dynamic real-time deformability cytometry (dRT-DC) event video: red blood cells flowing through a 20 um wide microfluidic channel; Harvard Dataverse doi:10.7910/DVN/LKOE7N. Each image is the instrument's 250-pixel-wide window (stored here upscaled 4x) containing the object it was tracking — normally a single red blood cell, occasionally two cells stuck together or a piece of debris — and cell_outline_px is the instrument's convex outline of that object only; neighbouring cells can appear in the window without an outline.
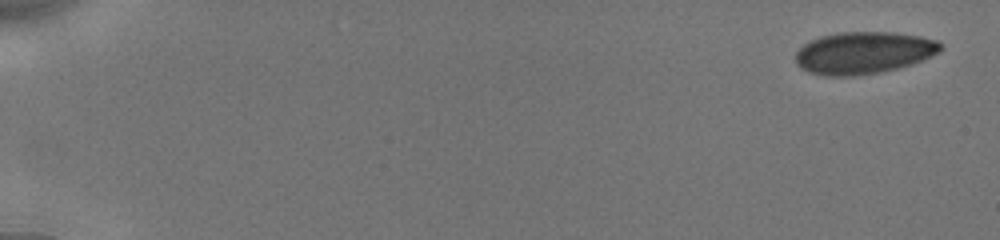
{"species": "human", "species_latin": "Homo sapiens", "temperature_condition": "cold", "stored_images_in_passage": 21, "camera_frame_rate_fps": 3000, "um_per_image_px": 0.085, "donor": {"sex": "male"}, "frame": {"image": 1, "passage_image": 1, "time_ms": 0.0, "image_size_px": [1000, 240], "cell_outline_px": [[944, 48], [940, 52], [932, 56], [912, 64], [880, 72], [856, 76], [824, 76], [808, 72], [800, 68], [796, 64], [796, 52], [804, 44], [820, 36], [840, 32], [896, 32], [920, 36], [940, 40], [944, 44]], "centroid_in_image_um": [73.45, 4.48], "position_along_channel_um": 11.6, "area_um2": 36.01}}
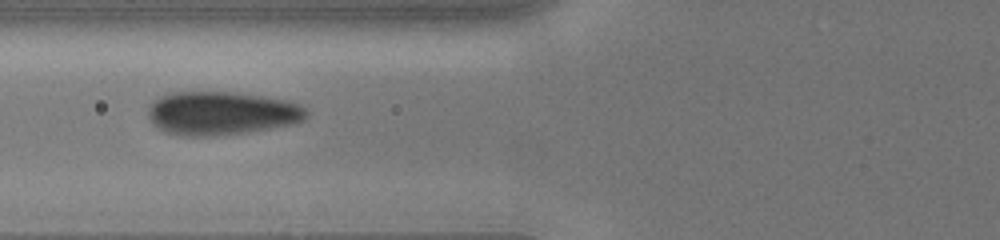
{"frame": {"image": 2, "passage_image": 10, "time_ms": 7.0, "image_size_px": [1000, 240], "cell_outline_px": [[308, 116], [304, 120], [288, 124], [268, 128], [244, 132], [212, 136], [188, 136], [164, 132], [148, 116], [148, 104], [156, 96], [168, 92], [236, 92], [264, 96], [284, 100], [300, 104], [308, 112]], "centroid_in_image_um": [18.77, 9.6], "position_along_channel_um": 107.0, "area_um2": 40.06}}
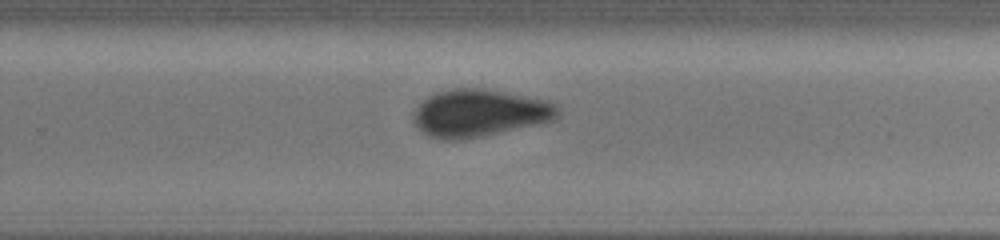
{"frame": {"image": 3, "passage_image": 21, "time_ms": 11.667, "image_size_px": [1000, 240], "cell_outline_px": [[556, 116], [552, 120], [540, 124], [480, 136], [452, 140], [444, 140], [432, 136], [424, 132], [412, 120], [412, 116], [416, 108], [428, 96], [436, 92], [456, 88], [480, 88], [548, 100], [556, 104]], "centroid_in_image_um": [40.73, 9.6], "position_along_channel_um": 289.1, "area_um2": 39.13}}